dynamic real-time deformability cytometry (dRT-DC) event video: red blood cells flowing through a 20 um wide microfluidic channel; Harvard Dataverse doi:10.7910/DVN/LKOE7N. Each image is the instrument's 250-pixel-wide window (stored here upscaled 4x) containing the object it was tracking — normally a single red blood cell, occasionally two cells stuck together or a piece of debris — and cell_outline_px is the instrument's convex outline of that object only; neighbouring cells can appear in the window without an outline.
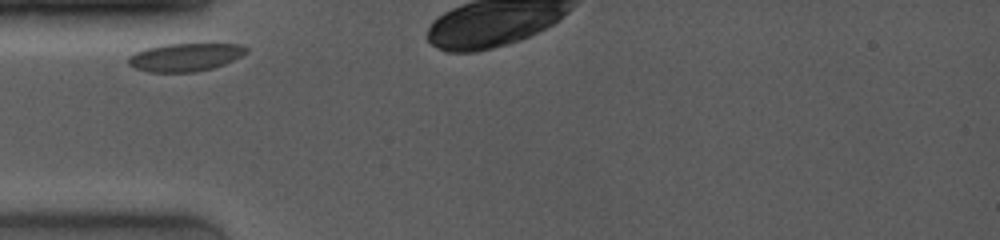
{"species": "common noctule bat (a hibernating species)", "species_latin": "Nyctalus noctula", "temperature_condition": "room temperature", "stored_images_in_passage": 4, "camera_frame_rate_fps": 4000, "um_per_image_px": 0.085, "animal": {"sex": "female", "body_mass_g": 19.0, "forearm_length_mm": 53.3}, "frame": {"image": 1, "passage_image": 1, "time_ms": 0.0, "image_size_px": [1000, 240], "cell_outline_px": [[248, 52], [224, 64], [212, 68], [196, 72], [148, 72], [136, 68], [128, 64], [128, 56], [136, 52], [148, 48], [164, 44], [240, 44], [248, 48]], "centroid_in_image_um": [15.74, 4.86], "position_along_channel_um": 69.3, "area_um2": 19.13}}